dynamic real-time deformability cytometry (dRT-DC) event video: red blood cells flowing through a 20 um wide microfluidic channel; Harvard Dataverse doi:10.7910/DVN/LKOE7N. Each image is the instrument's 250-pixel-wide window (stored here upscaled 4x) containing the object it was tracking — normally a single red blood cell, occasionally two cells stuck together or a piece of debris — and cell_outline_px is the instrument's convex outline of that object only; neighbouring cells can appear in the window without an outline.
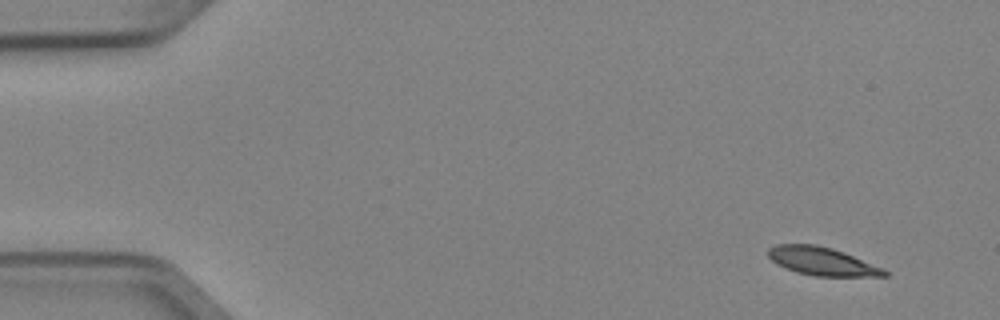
{"species": "Egyptian fruit bat (a non-hibernating species)", "species_latin": "Rousettus aegyptiacus", "temperature_condition": "cold", "stored_images_in_passage": 4, "camera_frame_rate_fps": 3000, "um_per_image_px": 0.085, "animal": {"sex": "female"}, "frame": {"image": 1, "passage_image": 1, "time_ms": 0.0, "image_size_px": [1000, 320], "cell_outline_px": [[888, 276], [816, 276], [796, 272], [776, 264], [768, 256], [768, 248], [776, 244], [816, 244], [832, 248], [844, 252], [884, 268], [888, 272]], "centroid_in_image_um": [69.87, 22.2], "position_along_channel_um": 15.1, "area_um2": 19.13}}
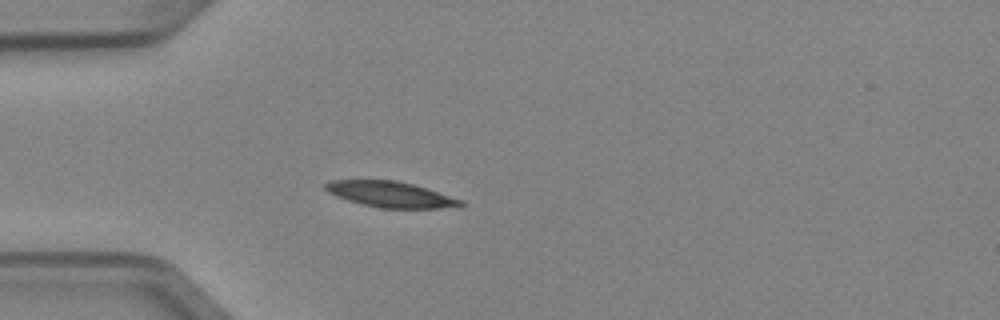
{"frame": {"image": 2, "passage_image": 4, "time_ms": 1.0, "image_size_px": [1000, 320], "cell_outline_px": [[464, 204], [460, 208], [380, 208], [360, 204], [336, 196], [328, 192], [324, 188], [324, 184], [332, 180], [396, 180], [428, 188], [464, 200]], "centroid_in_image_um": [33.26, 16.53], "position_along_channel_um": 51.7, "area_um2": 20.58}}